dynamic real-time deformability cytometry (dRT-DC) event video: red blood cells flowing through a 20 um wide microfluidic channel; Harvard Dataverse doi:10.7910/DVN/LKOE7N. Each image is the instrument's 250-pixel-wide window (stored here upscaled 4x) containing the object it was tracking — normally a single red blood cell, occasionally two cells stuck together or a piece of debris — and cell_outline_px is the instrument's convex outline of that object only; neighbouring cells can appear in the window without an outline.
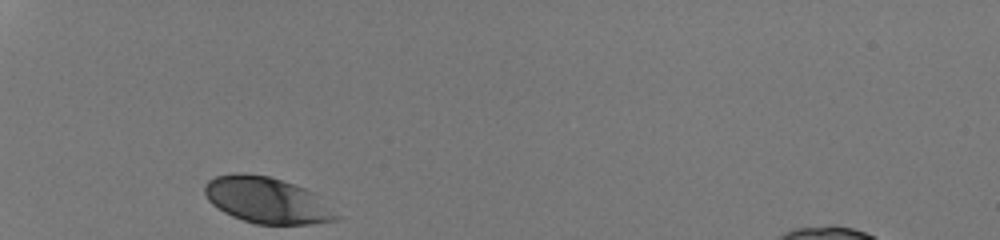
{"species": "human", "species_latin": "Homo sapiens", "temperature_condition": "room temperature", "stored_images_in_passage": 27, "camera_frame_rate_fps": 3000, "um_per_image_px": 0.085, "donor": {"sex": "male"}, "frame": {"image": 1, "passage_image": 1, "time_ms": 0.0, "image_size_px": [1000, 240], "cell_outline_px": [[344, 216], [336, 220], [312, 224], [256, 224], [232, 216], [224, 212], [212, 204], [208, 200], [204, 192], [204, 184], [208, 180], [216, 176], [240, 172], [244, 172], [268, 176], [316, 192]], "centroid_in_image_um": [22.76, 17.02], "position_along_channel_um": 62.2, "area_um2": 35.84}}
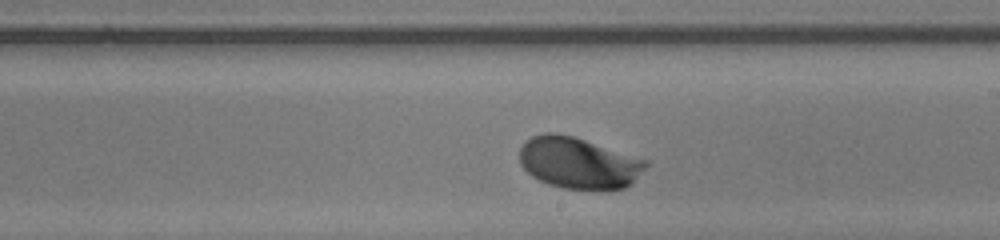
{"frame": {"image": 2, "passage_image": 16, "time_ms": 5.0, "image_size_px": [1000, 240], "cell_outline_px": [[648, 164], [624, 188], [564, 188], [548, 184], [532, 176], [520, 164], [520, 148], [524, 140], [532, 136], [544, 132], [556, 132], [572, 136], [648, 160]], "centroid_in_image_um": [49.1, 13.81], "position_along_channel_um": 239.9, "area_um2": 37.11}}
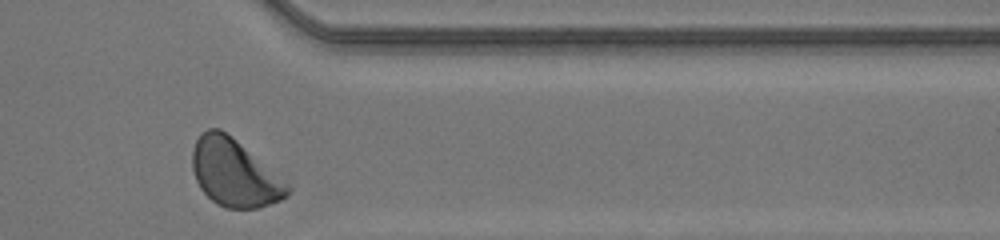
{"frame": {"image": 3, "passage_image": 27, "time_ms": 8.667, "image_size_px": [1000, 240], "cell_outline_px": [[292, 188], [288, 196], [280, 200], [260, 208], [224, 208], [216, 204], [200, 188], [196, 180], [192, 168], [192, 148], [200, 132], [208, 128], [220, 128], [232, 136], [288, 184]], "centroid_in_image_um": [19.89, 14.7], "position_along_channel_um": 391.5, "area_um2": 37.22}, "authors_computed_cell_mechanics": {"area_um2": 37.1654, "velocity_mm_per_s": 4.1329, "shape_relaxation_time_tau1_ms": 1.0128, "shape_relaxation_time_tau2_ms": null, "deformation_change_tau1": 0.0929, "deformation_change_tau2": null}}